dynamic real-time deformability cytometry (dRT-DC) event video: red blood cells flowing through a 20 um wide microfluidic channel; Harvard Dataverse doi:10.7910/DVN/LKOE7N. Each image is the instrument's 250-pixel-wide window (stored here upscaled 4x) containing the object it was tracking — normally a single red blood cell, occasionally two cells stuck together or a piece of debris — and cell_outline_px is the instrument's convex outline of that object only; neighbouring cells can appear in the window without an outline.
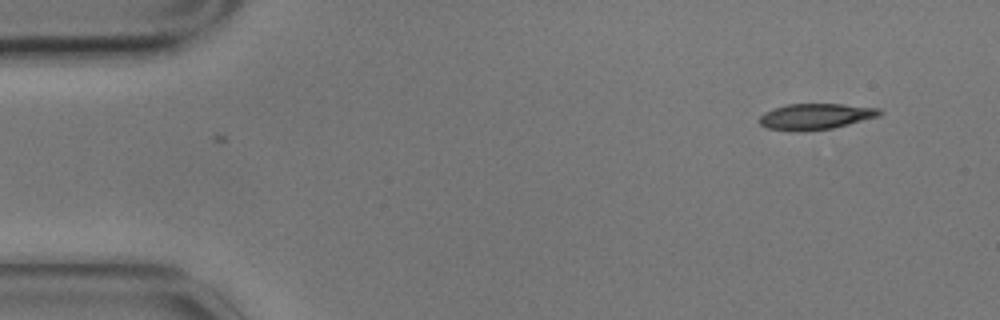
{"species": "common noctule bat (a hibernating species)", "species_latin": "Nyctalus noctula", "temperature_condition": "cold", "stored_images_in_passage": 2, "camera_frame_rate_fps": 3000, "um_per_image_px": 0.085, "animal": {"sex": "male", "body_mass_g": 17.9}, "frame": {"image": 1, "passage_image": 1, "time_ms": 0.0, "image_size_px": [1000, 320], "cell_outline_px": [[884, 112], [880, 116], [832, 128], [804, 132], [796, 132], [768, 128], [760, 124], [760, 116], [764, 112], [772, 108], [788, 104], [840, 104], [880, 108]], "centroid_in_image_um": [69.33, 9.9], "position_along_channel_um": 15.7, "area_um2": 18.32}}